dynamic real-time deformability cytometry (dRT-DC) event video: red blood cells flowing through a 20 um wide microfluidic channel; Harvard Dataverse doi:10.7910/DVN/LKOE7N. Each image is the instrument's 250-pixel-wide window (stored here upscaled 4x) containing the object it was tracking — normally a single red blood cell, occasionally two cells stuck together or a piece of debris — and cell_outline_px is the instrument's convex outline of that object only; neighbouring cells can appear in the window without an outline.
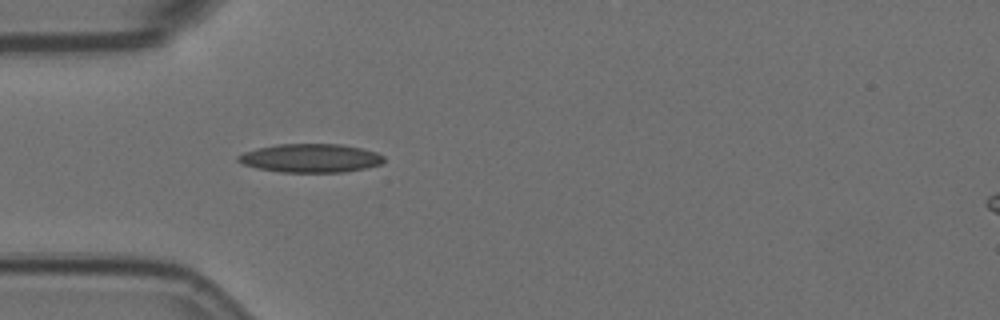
{"species": "Egyptian fruit bat (a non-hibernating species)", "species_latin": "Rousettus aegyptiacus", "temperature_condition": "room temperature", "stored_images_in_passage": 1, "camera_frame_rate_fps": 3000, "um_per_image_px": 0.085, "animal": {"sex": "female"}, "frame": {"image": 1, "passage_image": 1, "time_ms": 0.0, "image_size_px": [1000, 320], "cell_outline_px": [[384, 160], [380, 164], [364, 168], [344, 172], [280, 172], [256, 168], [244, 164], [236, 160], [236, 156], [244, 152], [256, 148], [276, 144], [340, 144], [360, 148], [376, 152], [384, 156]], "centroid_in_image_um": [26.36, 13.44], "position_along_channel_um": 58.6, "area_um2": 24.28}}